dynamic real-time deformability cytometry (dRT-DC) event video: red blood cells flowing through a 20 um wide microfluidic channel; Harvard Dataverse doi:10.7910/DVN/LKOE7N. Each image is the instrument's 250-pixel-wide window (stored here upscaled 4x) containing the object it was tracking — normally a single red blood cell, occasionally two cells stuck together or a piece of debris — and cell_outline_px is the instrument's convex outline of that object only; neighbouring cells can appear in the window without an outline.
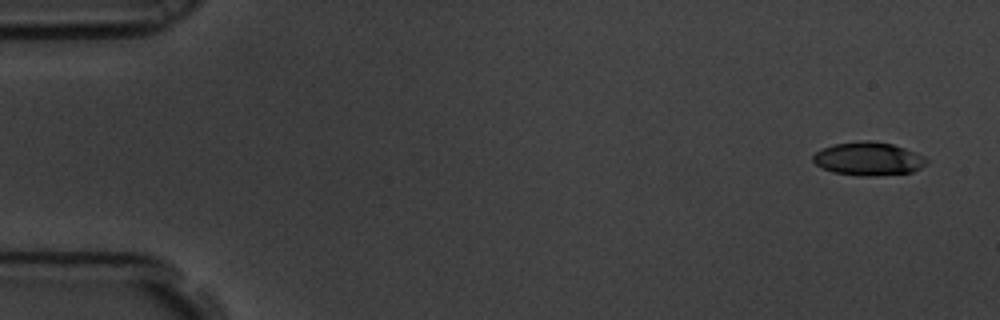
{"species": "common noctule bat (a hibernating species)", "species_latin": "Nyctalus noctula", "temperature_condition": "room temperature", "stored_images_in_passage": 11, "camera_frame_rate_fps": 3000, "um_per_image_px": 0.085, "animal": {"sex": "male", "body_mass_g": 19.5, "forearm_length_mm": 54.6}, "frame": {"image": 1, "passage_image": 1, "time_ms": 0.0, "image_size_px": [1000, 320], "cell_outline_px": [[928, 160], [920, 168], [912, 172], [872, 176], [860, 176], [832, 172], [816, 164], [812, 160], [812, 156], [816, 152], [824, 148], [836, 144], [864, 140], [872, 140], [892, 144], [904, 148], [924, 156]], "centroid_in_image_um": [73.81, 13.5], "position_along_channel_um": 11.2, "area_um2": 21.85}}
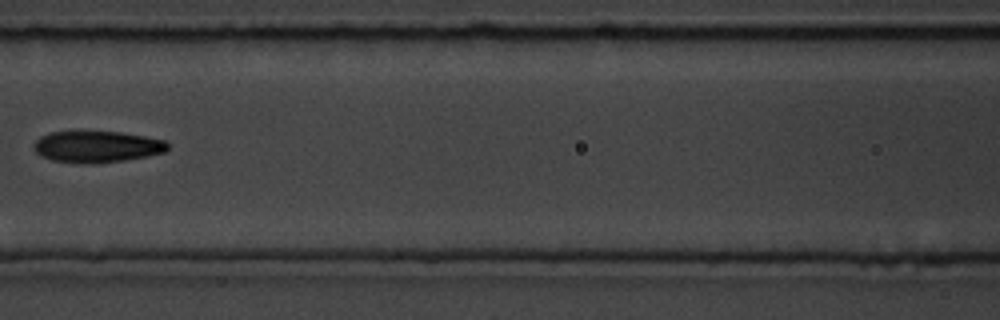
{"frame": {"image": 2, "passage_image": 7, "time_ms": 2.0, "image_size_px": [1000, 320], "cell_outline_px": [[168, 148], [164, 152], [148, 156], [124, 160], [52, 160], [36, 152], [36, 140], [40, 136], [52, 132], [120, 132], [144, 136], [164, 140], [168, 144]], "centroid_in_image_um": [8.31, 12.41], "position_along_channel_um": 158.3, "area_um2": 23.06}}
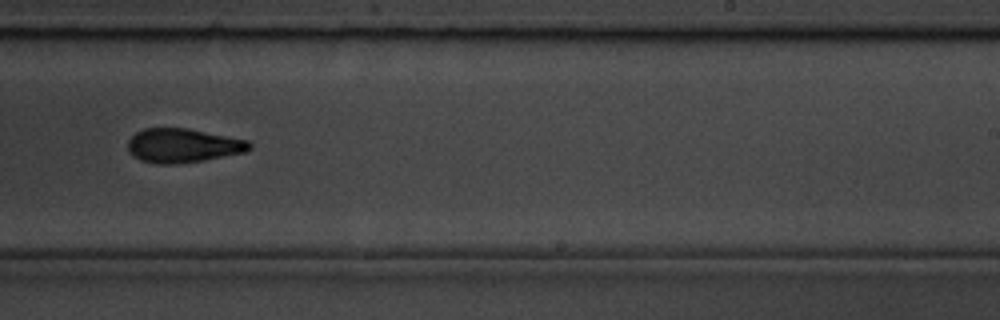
{"frame": {"image": 3, "passage_image": 10, "time_ms": 3.0, "image_size_px": [1000, 320], "cell_outline_px": [[252, 148], [244, 152], [204, 160], [176, 164], [156, 164], [140, 160], [132, 156], [128, 152], [128, 140], [136, 132], [144, 128], [188, 128], [248, 140], [252, 144]], "centroid_in_image_um": [15.52, 12.37], "position_along_channel_um": 273.5, "area_um2": 24.28}}